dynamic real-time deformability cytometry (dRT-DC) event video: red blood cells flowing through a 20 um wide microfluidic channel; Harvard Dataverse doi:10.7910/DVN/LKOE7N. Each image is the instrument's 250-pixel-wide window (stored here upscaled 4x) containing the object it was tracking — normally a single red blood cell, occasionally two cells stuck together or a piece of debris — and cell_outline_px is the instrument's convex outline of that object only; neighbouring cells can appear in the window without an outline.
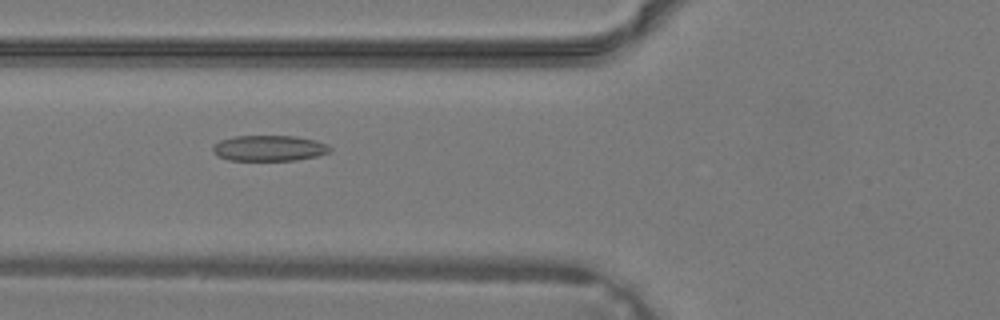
{"species": "common noctule bat (a hibernating species)", "species_latin": "Nyctalus noctula", "temperature_condition": "warm", "stored_images_in_passage": 27, "camera_frame_rate_fps": 3000, "um_per_image_px": 0.085, "animal": {"sex": "male", "body_mass_g": 19.2, "forearm_length_mm": 51.8}, "frame": {"image": 1, "passage_image": 4, "time_ms": 1.0, "image_size_px": [1000, 320], "cell_outline_px": [[332, 152], [316, 156], [296, 160], [228, 160], [216, 156], [212, 152], [212, 148], [220, 140], [236, 136], [296, 136], [316, 140], [328, 144], [332, 148]], "centroid_in_image_um": [22.9, 12.59], "position_along_channel_um": 102.9, "area_um2": 17.69}}
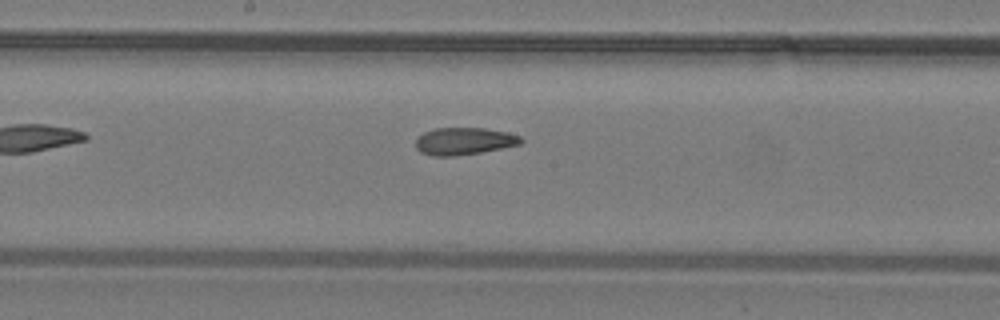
{"frame": {"image": 2, "passage_image": 10, "time_ms": 3.0, "image_size_px": [1000, 320], "cell_outline_px": [[524, 140], [520, 144], [480, 152], [456, 156], [432, 156], [420, 152], [416, 148], [416, 140], [424, 132], [436, 128], [484, 128], [508, 132], [520, 136]], "centroid_in_image_um": [39.44, 12.0], "position_along_channel_um": 208.8, "area_um2": 16.65}}
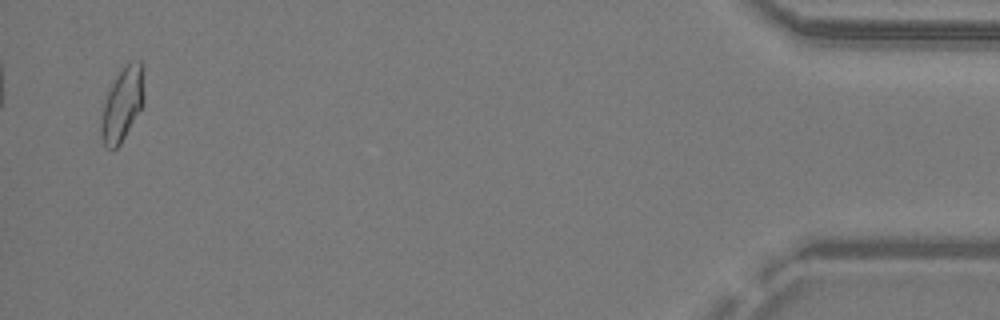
{"frame": {"image": 3, "passage_image": 27, "time_ms": 8.667, "image_size_px": [1000, 320], "cell_outline_px": [[144, 104], [120, 144], [116, 148], [104, 148], [100, 132], [100, 120], [104, 104], [108, 92], [116, 76], [132, 60], [140, 60], [144, 64]], "centroid_in_image_um": [10.42, 8.85], "position_along_channel_um": 424.8, "area_um2": 18.55}}